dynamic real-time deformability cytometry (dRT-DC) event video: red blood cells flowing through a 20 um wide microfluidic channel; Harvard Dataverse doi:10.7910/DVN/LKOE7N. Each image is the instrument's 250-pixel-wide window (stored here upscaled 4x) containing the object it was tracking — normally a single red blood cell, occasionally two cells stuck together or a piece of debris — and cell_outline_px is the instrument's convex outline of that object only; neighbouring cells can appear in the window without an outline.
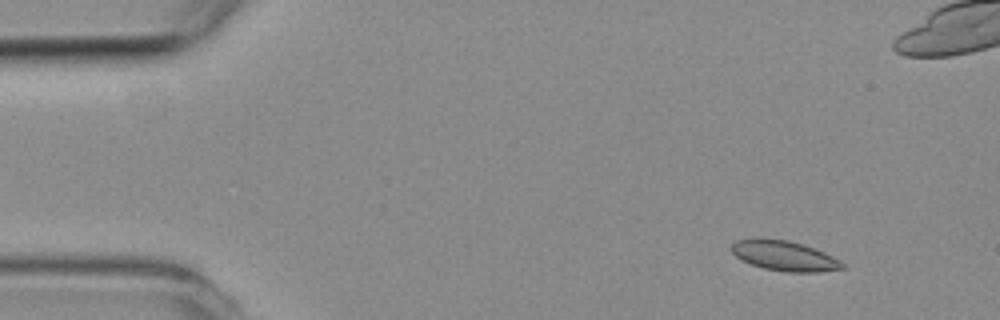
{"species": "common noctule bat (a hibernating species)", "species_latin": "Nyctalus noctula", "temperature_condition": "room temperature", "stored_images_in_passage": 6, "camera_frame_rate_fps": 3000, "um_per_image_px": 0.085, "animal": {"sex": "female", "body_mass_g": 19.3, "forearm_length_mm": 54.1}, "frame": {"image": 1, "passage_image": 2, "time_ms": 1.333, "image_size_px": [1000, 320], "cell_outline_px": [[844, 268], [820, 272], [788, 272], [764, 268], [752, 264], [736, 256], [732, 252], [732, 244], [736, 240], [756, 236], [760, 236], [788, 240], [804, 244], [824, 252], [832, 256], [844, 264]], "centroid_in_image_um": [66.64, 21.7], "position_along_channel_um": 18.4, "area_um2": 19.59}}
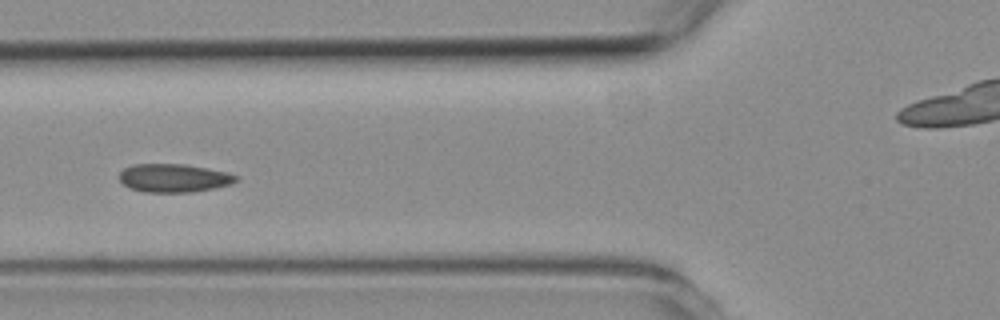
{"frame": {"image": 2, "passage_image": 6, "time_ms": 6.0, "image_size_px": [1000, 320], "cell_outline_px": [[240, 176], [232, 184], [216, 188], [192, 192], [144, 192], [132, 188], [124, 184], [120, 180], [120, 172], [124, 168], [132, 164], [184, 164], [228, 172]], "centroid_in_image_um": [14.81, 15.13], "position_along_channel_um": 111.0, "area_um2": 19.31}}